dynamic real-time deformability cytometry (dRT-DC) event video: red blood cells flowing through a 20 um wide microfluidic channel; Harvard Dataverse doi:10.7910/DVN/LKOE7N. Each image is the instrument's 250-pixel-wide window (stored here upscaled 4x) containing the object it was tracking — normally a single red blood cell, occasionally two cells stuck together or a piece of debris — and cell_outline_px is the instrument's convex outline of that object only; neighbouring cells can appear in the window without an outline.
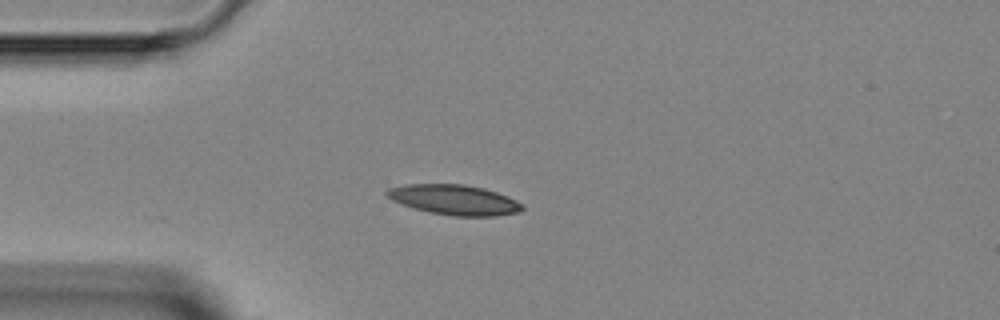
{"species": "Egyptian fruit bat (a non-hibernating species)", "species_latin": "Rousettus aegyptiacus", "temperature_condition": "room temperature", "stored_images_in_passage": 5, "camera_frame_rate_fps": 3000, "um_per_image_px": 0.085, "animal": {"sex": "female"}, "frame": {"image": 1, "passage_image": 4, "time_ms": 3.667, "image_size_px": [1000, 320], "cell_outline_px": [[524, 208], [520, 212], [496, 216], [452, 216], [428, 212], [392, 200], [384, 196], [384, 192], [388, 188], [404, 184], [464, 184], [484, 188], [508, 196], [524, 204]], "centroid_in_image_um": [38.62, 16.98], "position_along_channel_um": 46.4, "area_um2": 23.93}}